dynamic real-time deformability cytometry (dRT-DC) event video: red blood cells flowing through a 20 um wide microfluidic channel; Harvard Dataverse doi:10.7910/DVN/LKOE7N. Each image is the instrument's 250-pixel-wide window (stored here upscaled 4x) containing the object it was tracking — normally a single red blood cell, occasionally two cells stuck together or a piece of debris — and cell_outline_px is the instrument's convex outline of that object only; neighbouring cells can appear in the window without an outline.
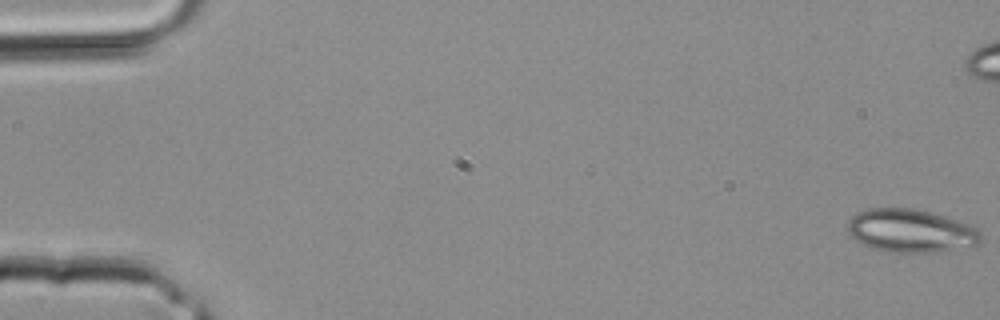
{"species": "common noctule bat (a hibernating species)", "species_latin": "Nyctalus noctula", "temperature_condition": "room temperature", "stored_images_in_passage": 4, "camera_frame_rate_fps": 3000, "um_per_image_px": 0.085, "animal": {"sex": "male", "body_mass_g": 20.4}, "frame": {"image": 1, "passage_image": 1, "time_ms": 0.0, "image_size_px": [1000, 320], "cell_outline_px": [[980, 240], [976, 244], [936, 252], [892, 252], [872, 248], [860, 244], [848, 232], [848, 220], [852, 216], [868, 208], [912, 208], [928, 212], [976, 228], [980, 232]], "centroid_in_image_um": [77.32, 19.62], "position_along_channel_um": 7.7, "area_um2": 32.71}}